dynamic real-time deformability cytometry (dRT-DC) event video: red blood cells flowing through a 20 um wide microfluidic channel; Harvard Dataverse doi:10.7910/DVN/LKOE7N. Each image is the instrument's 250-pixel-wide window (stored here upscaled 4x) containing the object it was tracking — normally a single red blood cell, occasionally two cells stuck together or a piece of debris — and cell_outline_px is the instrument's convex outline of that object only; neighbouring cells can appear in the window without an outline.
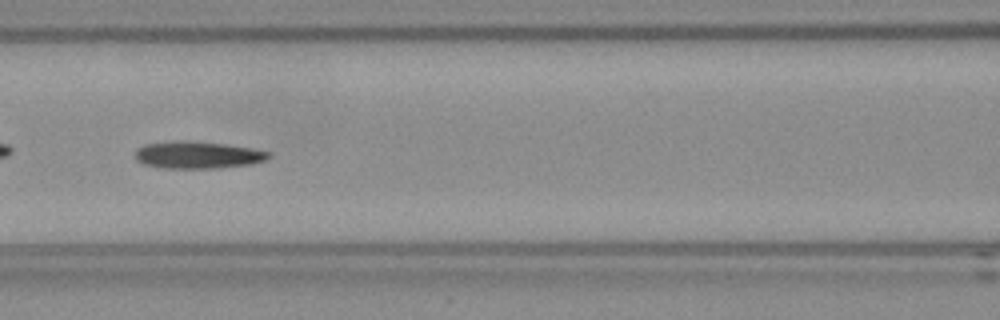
{"species": "Egyptian fruit bat (a non-hibernating species)", "species_latin": "Rousettus aegyptiacus", "temperature_condition": "room temperature", "stored_images_in_passage": 44, "camera_frame_rate_fps": 3000, "um_per_image_px": 0.085, "frame": {"image": 1, "passage_image": 13, "time_ms": 4.0, "image_size_px": [1000, 320], "cell_outline_px": [[272, 156], [264, 160], [252, 164], [220, 168], [164, 168], [144, 164], [136, 160], [136, 148], [144, 144], [176, 140], [196, 140], [252, 148], [268, 152]], "centroid_in_image_um": [16.78, 13.16], "position_along_channel_um": 149.8, "area_um2": 21.33}}
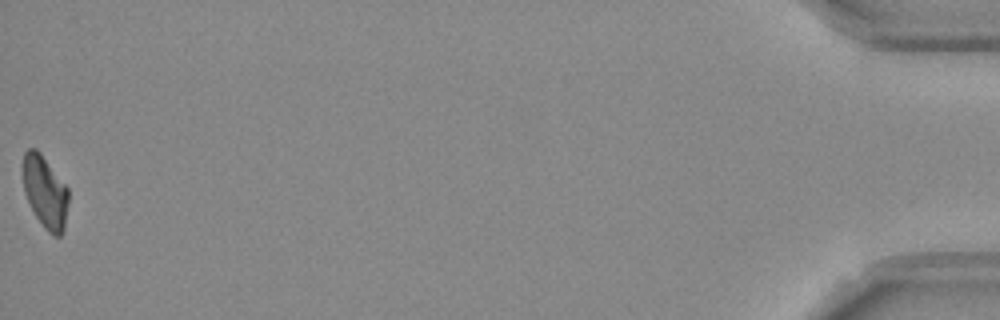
{"frame": {"image": 2, "passage_image": 44, "time_ms": 14.333, "image_size_px": [1000, 320], "cell_outline_px": [[68, 204], [64, 232], [60, 236], [52, 236], [44, 228], [36, 216], [24, 192], [24, 152], [28, 148], [36, 148], [40, 152], [68, 188]], "centroid_in_image_um": [3.86, 16.35], "position_along_channel_um": 431.3, "area_um2": 19.02}}